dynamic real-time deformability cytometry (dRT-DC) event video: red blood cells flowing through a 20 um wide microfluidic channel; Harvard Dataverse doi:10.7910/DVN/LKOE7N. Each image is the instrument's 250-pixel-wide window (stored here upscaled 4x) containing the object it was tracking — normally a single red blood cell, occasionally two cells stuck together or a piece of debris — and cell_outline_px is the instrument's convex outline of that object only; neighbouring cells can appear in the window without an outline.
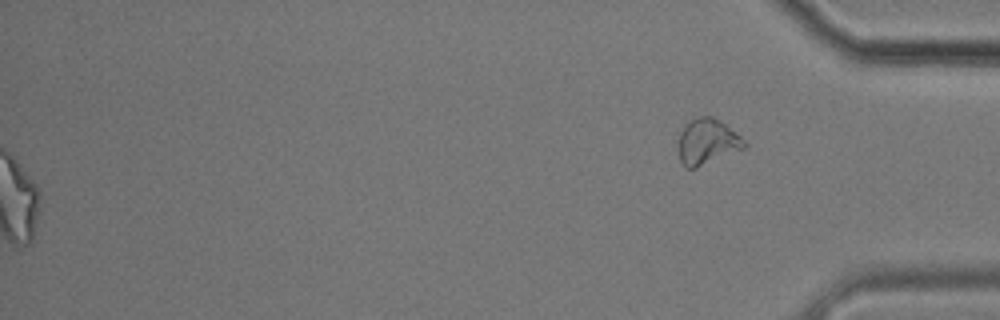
{"species": "common noctule bat (a hibernating species)", "species_latin": "Nyctalus noctula", "temperature_condition": "cold", "stored_images_in_passage": 57, "segment_of_instrument_passage": [2, 2], "camera_frame_rate_fps": 3000, "um_per_image_px": 0.085, "animal": {"sex": "male", "body_mass_g": 17.9}, "frame": {"image": 1, "passage_image": 57, "time_ms": 18.667, "image_size_px": [1000, 320], "cell_outline_px": [[748, 144], [744, 148], [696, 168], [684, 168], [680, 160], [680, 132], [688, 120], [700, 116], [712, 116], [724, 124], [740, 136]], "centroid_in_image_um": [60.11, 12.04], "position_along_channel_um": 375.1, "area_um2": 17.22}}